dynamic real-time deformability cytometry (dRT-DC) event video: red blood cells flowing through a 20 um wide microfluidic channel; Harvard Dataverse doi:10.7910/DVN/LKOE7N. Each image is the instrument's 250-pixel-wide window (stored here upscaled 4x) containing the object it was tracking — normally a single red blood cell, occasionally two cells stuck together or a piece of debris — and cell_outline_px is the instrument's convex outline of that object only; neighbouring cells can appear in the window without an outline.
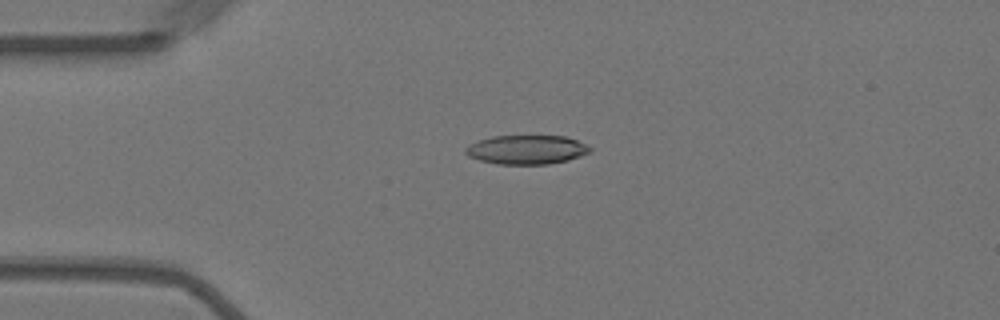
{"species": "Egyptian fruit bat (a non-hibernating species)", "species_latin": "Rousettus aegyptiacus", "temperature_condition": "warm", "stored_images_in_passage": 56, "camera_frame_rate_fps": 3000, "um_per_image_px": 0.085, "animal": {"sex": "female"}, "frame": {"image": 1, "passage_image": 13, "time_ms": 4.0, "image_size_px": [1000, 320], "cell_outline_px": [[592, 152], [568, 160], [548, 164], [496, 164], [480, 160], [468, 156], [464, 152], [464, 148], [468, 144], [492, 136], [564, 136], [576, 140], [592, 148]], "centroid_in_image_um": [44.74, 12.72], "position_along_channel_um": 40.3, "area_um2": 21.1}}
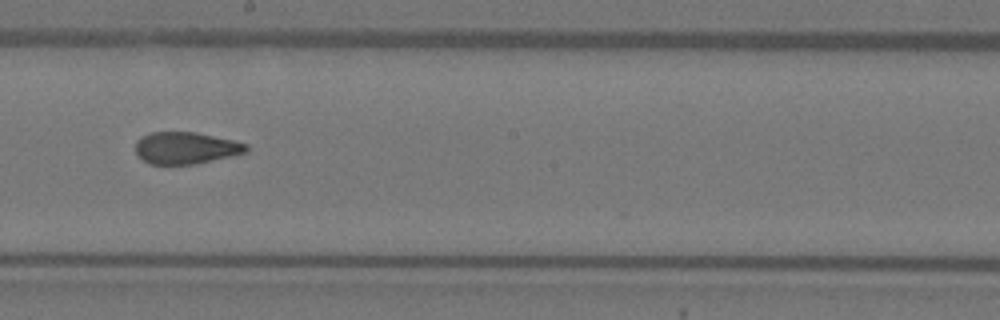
{"frame": {"image": 2, "passage_image": 31, "time_ms": 10.0, "image_size_px": [1000, 320], "cell_outline_px": [[248, 152], [196, 164], [148, 164], [136, 152], [136, 140], [140, 136], [152, 132], [196, 132], [232, 140], [248, 144]], "centroid_in_image_um": [15.79, 12.57], "position_along_channel_um": 232.4, "area_um2": 20.58}}
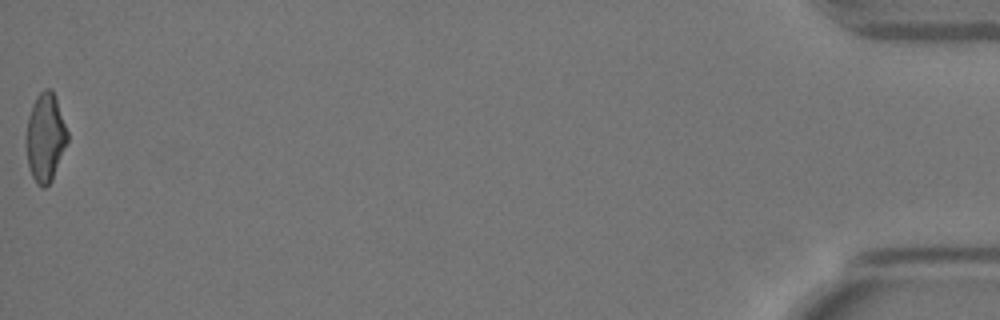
{"frame": {"image": 3, "passage_image": 56, "time_ms": 18.333, "image_size_px": [1000, 320], "cell_outline_px": [[68, 140], [52, 180], [44, 188], [40, 188], [36, 184], [32, 176], [28, 164], [28, 116], [32, 104], [36, 96], [44, 88], [52, 88], [68, 132]], "centroid_in_image_um": [3.87, 11.67], "position_along_channel_um": 431.3, "area_um2": 20.87}, "authors_computed_cell_mechanics": {"area_um2": 21.5016, "velocity_mm_per_s": 3.6045, "shape_relaxation_time_tau1_ms": 10.1259, "shape_relaxation_time_tau2_ms": 1.7337, "deformation_change_tau1": 0.2381, "deformation_change_tau2": 0.0887}}